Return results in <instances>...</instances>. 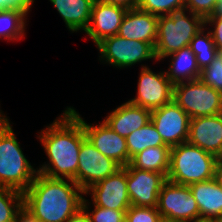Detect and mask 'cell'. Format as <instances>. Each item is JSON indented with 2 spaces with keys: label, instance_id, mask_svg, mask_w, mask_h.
Instances as JSON below:
<instances>
[{
  "label": "cell",
  "instance_id": "cell-14",
  "mask_svg": "<svg viewBox=\"0 0 222 222\" xmlns=\"http://www.w3.org/2000/svg\"><path fill=\"white\" fill-rule=\"evenodd\" d=\"M84 194L91 196L90 204L102 208L127 210L131 206L127 191V172L123 167L109 177L91 185Z\"/></svg>",
  "mask_w": 222,
  "mask_h": 222
},
{
  "label": "cell",
  "instance_id": "cell-22",
  "mask_svg": "<svg viewBox=\"0 0 222 222\" xmlns=\"http://www.w3.org/2000/svg\"><path fill=\"white\" fill-rule=\"evenodd\" d=\"M170 150L167 145L148 147L134 155L129 164L133 168L161 173L167 178L170 168Z\"/></svg>",
  "mask_w": 222,
  "mask_h": 222
},
{
  "label": "cell",
  "instance_id": "cell-7",
  "mask_svg": "<svg viewBox=\"0 0 222 222\" xmlns=\"http://www.w3.org/2000/svg\"><path fill=\"white\" fill-rule=\"evenodd\" d=\"M96 47L100 52V62L118 69L128 68L148 59L157 61L155 48L151 44L129 40L119 35L105 38Z\"/></svg>",
  "mask_w": 222,
  "mask_h": 222
},
{
  "label": "cell",
  "instance_id": "cell-6",
  "mask_svg": "<svg viewBox=\"0 0 222 222\" xmlns=\"http://www.w3.org/2000/svg\"><path fill=\"white\" fill-rule=\"evenodd\" d=\"M172 100L190 119L222 113V93L200 79L174 84Z\"/></svg>",
  "mask_w": 222,
  "mask_h": 222
},
{
  "label": "cell",
  "instance_id": "cell-29",
  "mask_svg": "<svg viewBox=\"0 0 222 222\" xmlns=\"http://www.w3.org/2000/svg\"><path fill=\"white\" fill-rule=\"evenodd\" d=\"M199 79L208 86L222 93V57L220 54L201 70Z\"/></svg>",
  "mask_w": 222,
  "mask_h": 222
},
{
  "label": "cell",
  "instance_id": "cell-34",
  "mask_svg": "<svg viewBox=\"0 0 222 222\" xmlns=\"http://www.w3.org/2000/svg\"><path fill=\"white\" fill-rule=\"evenodd\" d=\"M14 222H40L37 218L33 217L27 209L23 206L16 214Z\"/></svg>",
  "mask_w": 222,
  "mask_h": 222
},
{
  "label": "cell",
  "instance_id": "cell-33",
  "mask_svg": "<svg viewBox=\"0 0 222 222\" xmlns=\"http://www.w3.org/2000/svg\"><path fill=\"white\" fill-rule=\"evenodd\" d=\"M33 4L34 0H0V11L21 9L28 14Z\"/></svg>",
  "mask_w": 222,
  "mask_h": 222
},
{
  "label": "cell",
  "instance_id": "cell-35",
  "mask_svg": "<svg viewBox=\"0 0 222 222\" xmlns=\"http://www.w3.org/2000/svg\"><path fill=\"white\" fill-rule=\"evenodd\" d=\"M65 222H91L86 210L82 207Z\"/></svg>",
  "mask_w": 222,
  "mask_h": 222
},
{
  "label": "cell",
  "instance_id": "cell-28",
  "mask_svg": "<svg viewBox=\"0 0 222 222\" xmlns=\"http://www.w3.org/2000/svg\"><path fill=\"white\" fill-rule=\"evenodd\" d=\"M90 202L84 197L82 207L86 210L91 222H125V213L127 210H114L102 208L96 205L91 211Z\"/></svg>",
  "mask_w": 222,
  "mask_h": 222
},
{
  "label": "cell",
  "instance_id": "cell-5",
  "mask_svg": "<svg viewBox=\"0 0 222 222\" xmlns=\"http://www.w3.org/2000/svg\"><path fill=\"white\" fill-rule=\"evenodd\" d=\"M217 157L198 146L181 143L170 150L167 180L175 184L191 185L214 178Z\"/></svg>",
  "mask_w": 222,
  "mask_h": 222
},
{
  "label": "cell",
  "instance_id": "cell-21",
  "mask_svg": "<svg viewBox=\"0 0 222 222\" xmlns=\"http://www.w3.org/2000/svg\"><path fill=\"white\" fill-rule=\"evenodd\" d=\"M169 57L170 65L165 72L173 84L199 79L201 70L190 46L183 47L165 58Z\"/></svg>",
  "mask_w": 222,
  "mask_h": 222
},
{
  "label": "cell",
  "instance_id": "cell-10",
  "mask_svg": "<svg viewBox=\"0 0 222 222\" xmlns=\"http://www.w3.org/2000/svg\"><path fill=\"white\" fill-rule=\"evenodd\" d=\"M78 160L77 184L84 191L122 168L115 160L97 150L87 138L81 144Z\"/></svg>",
  "mask_w": 222,
  "mask_h": 222
},
{
  "label": "cell",
  "instance_id": "cell-2",
  "mask_svg": "<svg viewBox=\"0 0 222 222\" xmlns=\"http://www.w3.org/2000/svg\"><path fill=\"white\" fill-rule=\"evenodd\" d=\"M84 195L73 180L50 178L38 172L23 193V206L40 222H65L82 208Z\"/></svg>",
  "mask_w": 222,
  "mask_h": 222
},
{
  "label": "cell",
  "instance_id": "cell-4",
  "mask_svg": "<svg viewBox=\"0 0 222 222\" xmlns=\"http://www.w3.org/2000/svg\"><path fill=\"white\" fill-rule=\"evenodd\" d=\"M204 27L205 20L187 8L176 10L170 15L160 16L154 46L157 61L164 60L169 54L190 46L194 36Z\"/></svg>",
  "mask_w": 222,
  "mask_h": 222
},
{
  "label": "cell",
  "instance_id": "cell-24",
  "mask_svg": "<svg viewBox=\"0 0 222 222\" xmlns=\"http://www.w3.org/2000/svg\"><path fill=\"white\" fill-rule=\"evenodd\" d=\"M125 140L130 159L148 147L165 145L151 121L140 129L132 132Z\"/></svg>",
  "mask_w": 222,
  "mask_h": 222
},
{
  "label": "cell",
  "instance_id": "cell-32",
  "mask_svg": "<svg viewBox=\"0 0 222 222\" xmlns=\"http://www.w3.org/2000/svg\"><path fill=\"white\" fill-rule=\"evenodd\" d=\"M209 24V25H208ZM212 26L213 28H206L212 36V40L220 54L222 52V18L221 17H208L205 19V27Z\"/></svg>",
  "mask_w": 222,
  "mask_h": 222
},
{
  "label": "cell",
  "instance_id": "cell-15",
  "mask_svg": "<svg viewBox=\"0 0 222 222\" xmlns=\"http://www.w3.org/2000/svg\"><path fill=\"white\" fill-rule=\"evenodd\" d=\"M127 8L103 3L95 0L88 28L85 33L93 40L95 45L107 37L118 34Z\"/></svg>",
  "mask_w": 222,
  "mask_h": 222
},
{
  "label": "cell",
  "instance_id": "cell-3",
  "mask_svg": "<svg viewBox=\"0 0 222 222\" xmlns=\"http://www.w3.org/2000/svg\"><path fill=\"white\" fill-rule=\"evenodd\" d=\"M9 120L0 124V187L24 193L38 170L25 157Z\"/></svg>",
  "mask_w": 222,
  "mask_h": 222
},
{
  "label": "cell",
  "instance_id": "cell-20",
  "mask_svg": "<svg viewBox=\"0 0 222 222\" xmlns=\"http://www.w3.org/2000/svg\"><path fill=\"white\" fill-rule=\"evenodd\" d=\"M72 33L88 28L95 0H49Z\"/></svg>",
  "mask_w": 222,
  "mask_h": 222
},
{
  "label": "cell",
  "instance_id": "cell-16",
  "mask_svg": "<svg viewBox=\"0 0 222 222\" xmlns=\"http://www.w3.org/2000/svg\"><path fill=\"white\" fill-rule=\"evenodd\" d=\"M187 142L218 157L222 152V113L190 119Z\"/></svg>",
  "mask_w": 222,
  "mask_h": 222
},
{
  "label": "cell",
  "instance_id": "cell-9",
  "mask_svg": "<svg viewBox=\"0 0 222 222\" xmlns=\"http://www.w3.org/2000/svg\"><path fill=\"white\" fill-rule=\"evenodd\" d=\"M138 78L137 94L130 103L149 110L160 108L172 101L173 83L165 71L154 72L141 64Z\"/></svg>",
  "mask_w": 222,
  "mask_h": 222
},
{
  "label": "cell",
  "instance_id": "cell-1",
  "mask_svg": "<svg viewBox=\"0 0 222 222\" xmlns=\"http://www.w3.org/2000/svg\"><path fill=\"white\" fill-rule=\"evenodd\" d=\"M38 137L48 158L38 172L50 177L70 179L77 184L80 147L86 138L82 123L66 108Z\"/></svg>",
  "mask_w": 222,
  "mask_h": 222
},
{
  "label": "cell",
  "instance_id": "cell-30",
  "mask_svg": "<svg viewBox=\"0 0 222 222\" xmlns=\"http://www.w3.org/2000/svg\"><path fill=\"white\" fill-rule=\"evenodd\" d=\"M157 207H138L131 205L125 213V222H162Z\"/></svg>",
  "mask_w": 222,
  "mask_h": 222
},
{
  "label": "cell",
  "instance_id": "cell-19",
  "mask_svg": "<svg viewBox=\"0 0 222 222\" xmlns=\"http://www.w3.org/2000/svg\"><path fill=\"white\" fill-rule=\"evenodd\" d=\"M199 208V220H215L222 215V187L214 178L189 185Z\"/></svg>",
  "mask_w": 222,
  "mask_h": 222
},
{
  "label": "cell",
  "instance_id": "cell-42",
  "mask_svg": "<svg viewBox=\"0 0 222 222\" xmlns=\"http://www.w3.org/2000/svg\"><path fill=\"white\" fill-rule=\"evenodd\" d=\"M217 159L222 163V152H221V154L217 157Z\"/></svg>",
  "mask_w": 222,
  "mask_h": 222
},
{
  "label": "cell",
  "instance_id": "cell-26",
  "mask_svg": "<svg viewBox=\"0 0 222 222\" xmlns=\"http://www.w3.org/2000/svg\"><path fill=\"white\" fill-rule=\"evenodd\" d=\"M22 207V192L0 187V222H14L17 212Z\"/></svg>",
  "mask_w": 222,
  "mask_h": 222
},
{
  "label": "cell",
  "instance_id": "cell-8",
  "mask_svg": "<svg viewBox=\"0 0 222 222\" xmlns=\"http://www.w3.org/2000/svg\"><path fill=\"white\" fill-rule=\"evenodd\" d=\"M157 209L165 221L194 222L199 208L189 186L166 181L158 196Z\"/></svg>",
  "mask_w": 222,
  "mask_h": 222
},
{
  "label": "cell",
  "instance_id": "cell-11",
  "mask_svg": "<svg viewBox=\"0 0 222 222\" xmlns=\"http://www.w3.org/2000/svg\"><path fill=\"white\" fill-rule=\"evenodd\" d=\"M165 145L170 148L187 142L189 136V115L173 100L154 110L151 119Z\"/></svg>",
  "mask_w": 222,
  "mask_h": 222
},
{
  "label": "cell",
  "instance_id": "cell-41",
  "mask_svg": "<svg viewBox=\"0 0 222 222\" xmlns=\"http://www.w3.org/2000/svg\"><path fill=\"white\" fill-rule=\"evenodd\" d=\"M215 222H222V215L214 220Z\"/></svg>",
  "mask_w": 222,
  "mask_h": 222
},
{
  "label": "cell",
  "instance_id": "cell-12",
  "mask_svg": "<svg viewBox=\"0 0 222 222\" xmlns=\"http://www.w3.org/2000/svg\"><path fill=\"white\" fill-rule=\"evenodd\" d=\"M67 109L82 123L86 138L97 150L122 167L130 163L125 137L109 128L104 121L97 125L87 124L74 107H67Z\"/></svg>",
  "mask_w": 222,
  "mask_h": 222
},
{
  "label": "cell",
  "instance_id": "cell-17",
  "mask_svg": "<svg viewBox=\"0 0 222 222\" xmlns=\"http://www.w3.org/2000/svg\"><path fill=\"white\" fill-rule=\"evenodd\" d=\"M158 18V16L142 11L138 7L128 9L117 35L129 40L147 42L154 47L157 37Z\"/></svg>",
  "mask_w": 222,
  "mask_h": 222
},
{
  "label": "cell",
  "instance_id": "cell-37",
  "mask_svg": "<svg viewBox=\"0 0 222 222\" xmlns=\"http://www.w3.org/2000/svg\"><path fill=\"white\" fill-rule=\"evenodd\" d=\"M214 180L222 187V163L218 159L214 168Z\"/></svg>",
  "mask_w": 222,
  "mask_h": 222
},
{
  "label": "cell",
  "instance_id": "cell-27",
  "mask_svg": "<svg viewBox=\"0 0 222 222\" xmlns=\"http://www.w3.org/2000/svg\"><path fill=\"white\" fill-rule=\"evenodd\" d=\"M137 7L142 11L160 17L185 8V0H138Z\"/></svg>",
  "mask_w": 222,
  "mask_h": 222
},
{
  "label": "cell",
  "instance_id": "cell-31",
  "mask_svg": "<svg viewBox=\"0 0 222 222\" xmlns=\"http://www.w3.org/2000/svg\"><path fill=\"white\" fill-rule=\"evenodd\" d=\"M218 0H185V8L204 20L213 15Z\"/></svg>",
  "mask_w": 222,
  "mask_h": 222
},
{
  "label": "cell",
  "instance_id": "cell-36",
  "mask_svg": "<svg viewBox=\"0 0 222 222\" xmlns=\"http://www.w3.org/2000/svg\"><path fill=\"white\" fill-rule=\"evenodd\" d=\"M103 3L119 5L127 9L136 8L138 5V0H99Z\"/></svg>",
  "mask_w": 222,
  "mask_h": 222
},
{
  "label": "cell",
  "instance_id": "cell-23",
  "mask_svg": "<svg viewBox=\"0 0 222 222\" xmlns=\"http://www.w3.org/2000/svg\"><path fill=\"white\" fill-rule=\"evenodd\" d=\"M27 15L21 9L0 11V38L9 42L21 40L25 35Z\"/></svg>",
  "mask_w": 222,
  "mask_h": 222
},
{
  "label": "cell",
  "instance_id": "cell-39",
  "mask_svg": "<svg viewBox=\"0 0 222 222\" xmlns=\"http://www.w3.org/2000/svg\"><path fill=\"white\" fill-rule=\"evenodd\" d=\"M7 120H8V117L0 109V124L4 123Z\"/></svg>",
  "mask_w": 222,
  "mask_h": 222
},
{
  "label": "cell",
  "instance_id": "cell-25",
  "mask_svg": "<svg viewBox=\"0 0 222 222\" xmlns=\"http://www.w3.org/2000/svg\"><path fill=\"white\" fill-rule=\"evenodd\" d=\"M202 28L192 39L190 48L195 54L198 67L203 70L219 55L210 32Z\"/></svg>",
  "mask_w": 222,
  "mask_h": 222
},
{
  "label": "cell",
  "instance_id": "cell-40",
  "mask_svg": "<svg viewBox=\"0 0 222 222\" xmlns=\"http://www.w3.org/2000/svg\"><path fill=\"white\" fill-rule=\"evenodd\" d=\"M194 222H215L214 220H204V219H200Z\"/></svg>",
  "mask_w": 222,
  "mask_h": 222
},
{
  "label": "cell",
  "instance_id": "cell-13",
  "mask_svg": "<svg viewBox=\"0 0 222 222\" xmlns=\"http://www.w3.org/2000/svg\"><path fill=\"white\" fill-rule=\"evenodd\" d=\"M127 172V191L131 205L138 207H157L158 196L167 178L158 172L123 167Z\"/></svg>",
  "mask_w": 222,
  "mask_h": 222
},
{
  "label": "cell",
  "instance_id": "cell-18",
  "mask_svg": "<svg viewBox=\"0 0 222 222\" xmlns=\"http://www.w3.org/2000/svg\"><path fill=\"white\" fill-rule=\"evenodd\" d=\"M151 110L134 105L129 101L115 108L104 117V122L122 137L140 129L150 122Z\"/></svg>",
  "mask_w": 222,
  "mask_h": 222
},
{
  "label": "cell",
  "instance_id": "cell-38",
  "mask_svg": "<svg viewBox=\"0 0 222 222\" xmlns=\"http://www.w3.org/2000/svg\"><path fill=\"white\" fill-rule=\"evenodd\" d=\"M209 17H221L222 18V0H218L216 9L213 13V15Z\"/></svg>",
  "mask_w": 222,
  "mask_h": 222
}]
</instances>
